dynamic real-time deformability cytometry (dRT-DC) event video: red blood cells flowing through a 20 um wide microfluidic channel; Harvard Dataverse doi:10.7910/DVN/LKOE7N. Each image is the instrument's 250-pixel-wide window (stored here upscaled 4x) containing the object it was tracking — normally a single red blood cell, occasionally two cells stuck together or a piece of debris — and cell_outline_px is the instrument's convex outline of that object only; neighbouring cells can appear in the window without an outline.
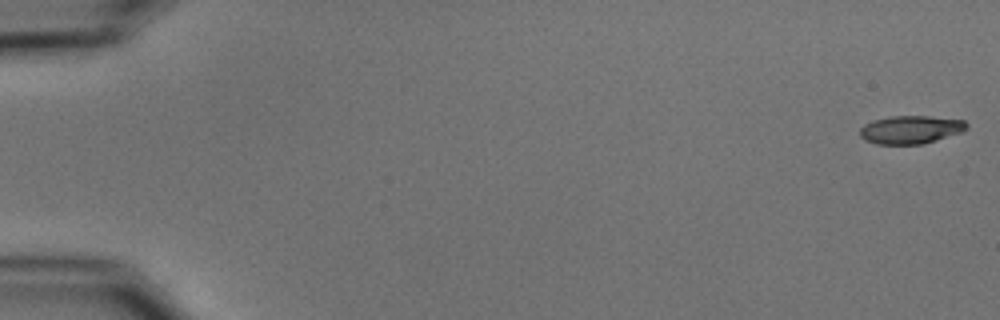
{"species": "common noctule bat (a hibernating species)", "species_latin": "Nyctalus noctula", "temperature_condition": "cold", "stored_images_in_passage": 55, "camera_frame_rate_fps": 3000, "um_per_image_px": 0.085, "animal": {"sex": "male", "body_mass_g": 15.6}, "frame": {"image": 1, "passage_image": 1, "time_ms": 0.0, "image_size_px": [1000, 320], "cell_outline_px": [[968, 128], [964, 132], [936, 140], [920, 144], [876, 144], [864, 140], [860, 136], [860, 128], [864, 124], [872, 120], [888, 116], [928, 116], [964, 120], [968, 124]], "centroid_in_image_um": [77.41, 11.01], "position_along_channel_um": 7.6, "area_um2": 17.69}}
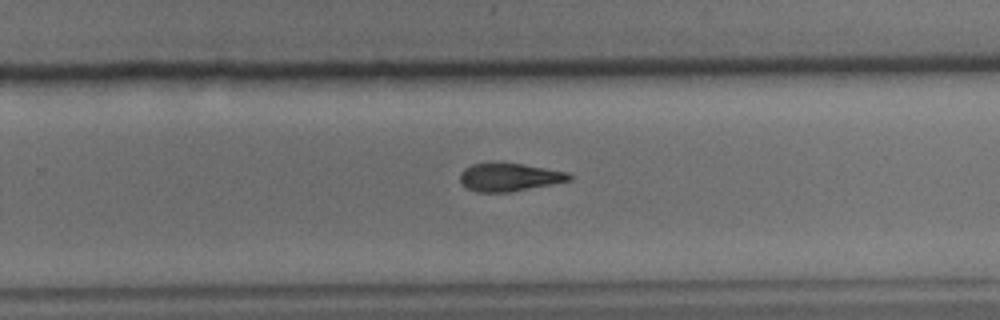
{"frame": {"image": 2, "passage_image": 36, "time_ms": 11.667, "image_size_px": [1000, 320], "cell_outline_px": [[572, 180], [508, 192], [476, 192], [468, 188], [460, 180], [460, 172], [464, 168], [472, 164], [492, 160], [496, 160], [524, 164], [568, 172], [572, 176]], "centroid_in_image_um": [43.25, 15.01], "position_along_channel_um": 286.5, "area_um2": 18.26}}
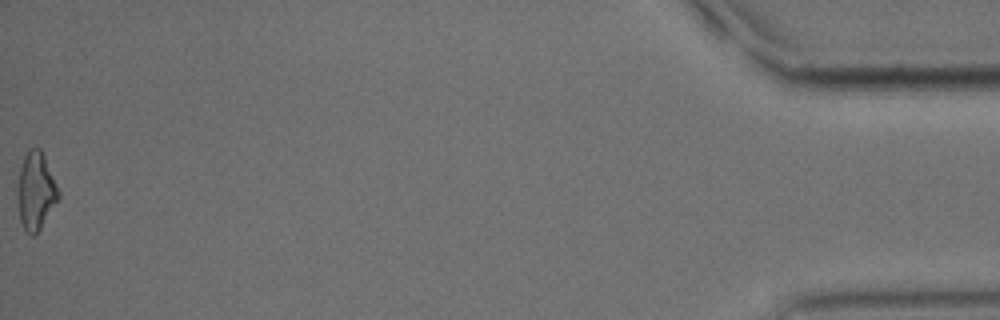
{"frame": {"image": 3, "passage_image": 55, "time_ms": 18.0, "image_size_px": [1000, 320], "cell_outline_px": [[60, 196], [36, 236], [32, 236], [24, 228], [20, 220], [16, 200], [16, 192], [20, 168], [24, 156], [28, 148], [40, 148], [44, 156], [60, 192]], "centroid_in_image_um": [3.02, 16.25], "position_along_channel_um": 432.2, "area_um2": 18.61}, "authors_computed_cell_mechanics": {"area_um2": 18.3804, "velocity_mm_per_s": 3.7244, "shape_relaxation_time_tau1_ms": 8.7973, "shape_relaxation_time_tau2_ms": null, "deformation_change_tau1": 0.2032, "deformation_change_tau2": null}}